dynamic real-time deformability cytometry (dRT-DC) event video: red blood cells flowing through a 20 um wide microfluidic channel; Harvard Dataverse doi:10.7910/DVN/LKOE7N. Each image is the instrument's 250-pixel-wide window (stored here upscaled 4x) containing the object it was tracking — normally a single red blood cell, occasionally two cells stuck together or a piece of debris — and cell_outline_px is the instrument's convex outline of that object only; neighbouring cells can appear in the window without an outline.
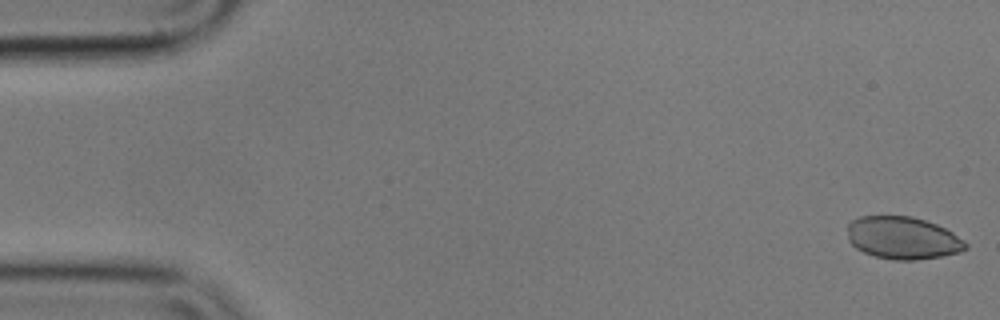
{"species": "common noctule bat (a hibernating species)", "species_latin": "Nyctalus noctula", "temperature_condition": "cold", "stored_images_in_passage": 55, "camera_frame_rate_fps": 3000, "um_per_image_px": 0.085, "animal": {"sex": "male", "body_mass_g": 17.9}, "frame": {"image": 1, "passage_image": 1, "time_ms": 0.0, "image_size_px": [1000, 320], "cell_outline_px": [[968, 248], [960, 252], [940, 256], [916, 260], [892, 260], [876, 256], [864, 252], [856, 248], [848, 240], [848, 224], [852, 220], [860, 216], [912, 216], [936, 224], [952, 232], [964, 240], [968, 244]], "centroid_in_image_um": [76.74, 20.22], "position_along_channel_um": 8.3, "area_um2": 29.25}}
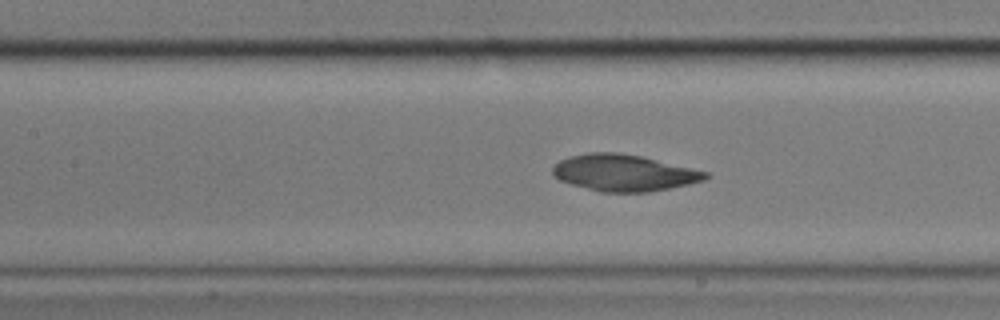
{"frame": {"image": 2, "passage_image": 24, "time_ms": 7.667, "image_size_px": [1000, 320], "cell_outline_px": [[708, 176], [704, 180], [688, 184], [648, 192], [600, 192], [572, 184], [560, 180], [552, 176], [552, 168], [560, 160], [572, 156], [588, 152], [616, 152], [640, 156], [708, 172]], "centroid_in_image_um": [52.99, 14.69], "position_along_channel_um": 154.4, "area_um2": 32.19}}
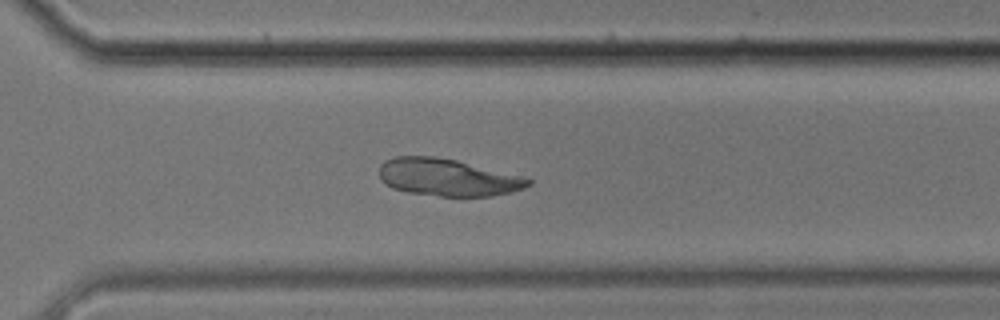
{"frame": {"image": 3, "passage_image": 39, "time_ms": 12.667, "image_size_px": [1000, 320], "cell_outline_px": [[532, 184], [524, 188], [492, 196], [440, 196], [408, 192], [392, 188], [384, 184], [380, 180], [380, 164], [384, 160], [396, 156], [436, 156], [456, 160], [520, 176], [532, 180]], "centroid_in_image_um": [37.99, 15.07], "position_along_channel_um": 332.6, "area_um2": 32.19}}